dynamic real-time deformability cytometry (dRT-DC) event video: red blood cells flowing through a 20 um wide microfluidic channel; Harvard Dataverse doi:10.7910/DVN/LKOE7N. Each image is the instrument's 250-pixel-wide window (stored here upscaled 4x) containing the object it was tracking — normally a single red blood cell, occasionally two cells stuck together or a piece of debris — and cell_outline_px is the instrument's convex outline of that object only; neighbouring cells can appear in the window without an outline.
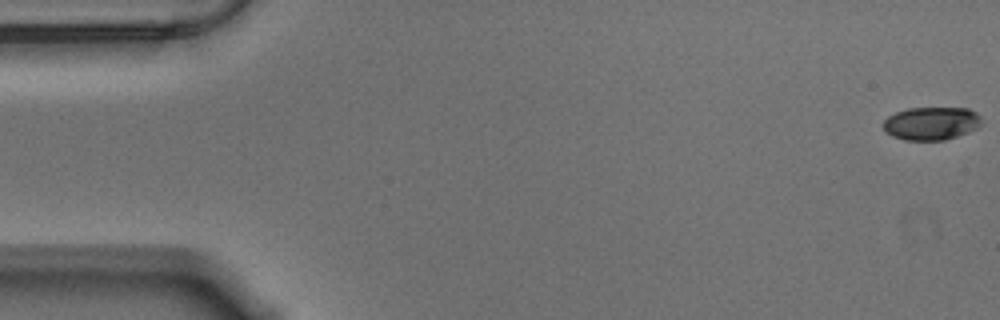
{"species": "Egyptian fruit bat (a non-hibernating species)", "species_latin": "Rousettus aegyptiacus", "temperature_condition": "warm", "stored_images_in_passage": 57, "camera_frame_rate_fps": 3000, "um_per_image_px": 0.085, "animal": {"sex": "male"}, "frame": {"image": 1, "passage_image": 1, "time_ms": 0.0, "image_size_px": [1000, 320], "cell_outline_px": [[980, 124], [976, 128], [968, 132], [944, 140], [904, 140], [892, 136], [884, 128], [884, 120], [888, 116], [896, 112], [908, 108], [968, 108], [976, 112], [980, 116]], "centroid_in_image_um": [79.16, 10.48], "position_along_channel_um": 5.8, "area_um2": 18.79}}
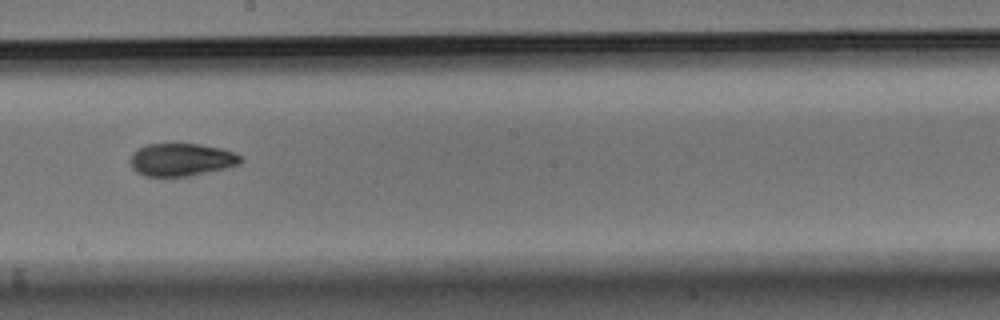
{"frame": {"image": 2, "passage_image": 32, "time_ms": 10.333, "image_size_px": [1000, 320], "cell_outline_px": [[244, 160], [240, 164], [224, 168], [188, 176], [144, 176], [136, 172], [132, 168], [128, 160], [132, 152], [136, 148], [144, 144], [200, 144], [220, 148], [236, 152]], "centroid_in_image_um": [15.37, 13.56], "position_along_channel_um": 232.8, "area_um2": 21.27}}
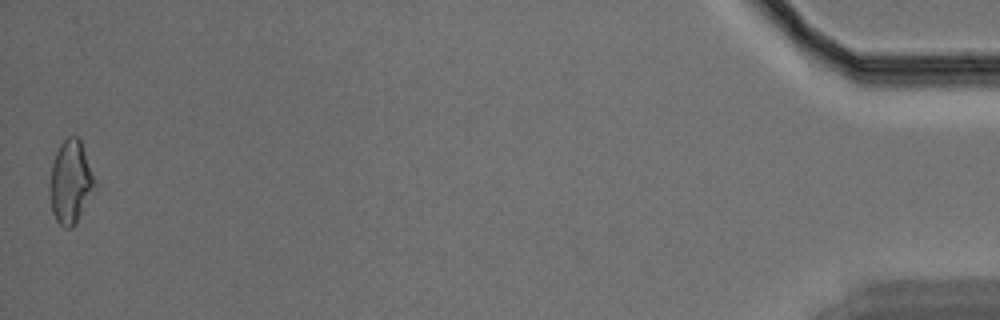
{"frame": {"image": 3, "passage_image": 57, "time_ms": 18.667, "image_size_px": [1000, 320], "cell_outline_px": [[96, 188], [72, 228], [64, 228], [56, 220], [52, 212], [48, 192], [52, 164], [56, 152], [60, 144], [68, 136], [80, 136], [96, 180]], "centroid_in_image_um": [6.0, 15.45], "position_along_channel_um": 429.2, "area_um2": 22.14}, "authors_computed_cell_mechanics": {"area_um2": 21.0392, "velocity_mm_per_s": 3.5324, "shape_relaxation_time_tau1_ms": 6.5652, "shape_relaxation_time_tau2_ms": 4.1066, "deformation_change_tau1": 0.1624, "deformation_change_tau2": 0.0972}}